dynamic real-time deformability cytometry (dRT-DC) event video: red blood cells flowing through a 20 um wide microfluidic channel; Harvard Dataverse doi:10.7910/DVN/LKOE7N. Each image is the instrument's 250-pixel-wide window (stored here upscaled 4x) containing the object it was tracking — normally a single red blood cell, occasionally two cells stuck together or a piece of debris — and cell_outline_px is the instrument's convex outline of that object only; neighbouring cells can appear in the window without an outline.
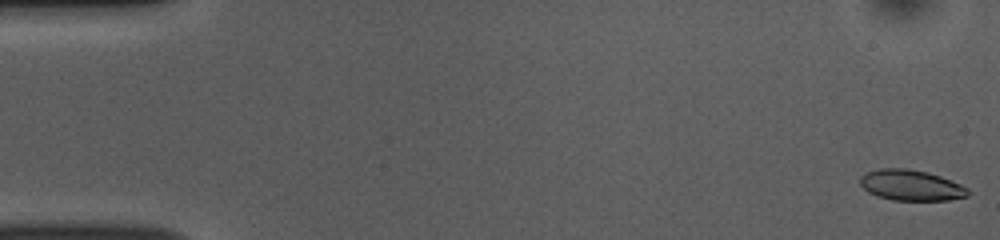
{"species": "common noctule bat (a hibernating species)", "species_latin": "Nyctalus noctula", "temperature_condition": "room temperature", "stored_images_in_passage": 52, "camera_frame_rate_fps": 3000, "um_per_image_px": 0.085, "animal": {"sex": "female", "body_mass_g": 10.0, "forearm_length_mm": 53.1}, "frame": {"image": 1, "passage_image": 1, "time_ms": 0.0, "image_size_px": [1000, 240], "cell_outline_px": [[972, 192], [968, 196], [948, 200], [892, 200], [876, 196], [868, 192], [860, 184], [860, 176], [868, 172], [880, 168], [908, 168], [928, 172], [940, 176], [960, 184], [968, 188]], "centroid_in_image_um": [77.45, 15.75], "position_along_channel_um": 7.5, "area_um2": 19.42}}
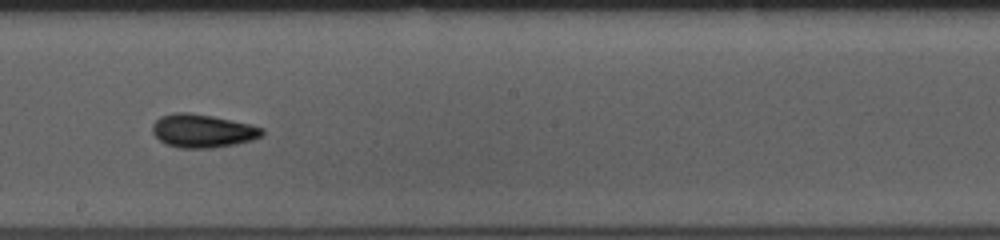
{"frame": {"image": 2, "passage_image": 29, "time_ms": 9.333, "image_size_px": [1000, 240], "cell_outline_px": [[264, 132], [260, 136], [252, 140], [236, 144], [212, 148], [180, 148], [164, 144], [152, 132], [152, 124], [160, 116], [176, 112], [188, 112], [212, 116], [232, 120], [264, 128]], "centroid_in_image_um": [17.19, 11.13], "position_along_channel_um": 231.0, "area_um2": 21.33}}
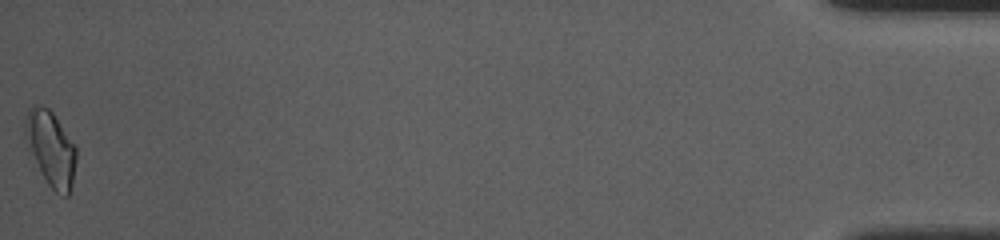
{"frame": {"image": 3, "passage_image": 52, "time_ms": 17.0, "image_size_px": [1000, 240], "cell_outline_px": [[76, 160], [72, 184], [68, 196], [64, 196], [56, 192], [48, 184], [24, 136], [24, 124], [28, 112], [32, 104], [48, 108], [52, 112], [76, 148]], "centroid_in_image_um": [4.33, 12.61], "position_along_channel_um": 430.9, "area_um2": 21.44}, "authors_computed_cell_mechanics": {"area_um2": 19.8832, "velocity_mm_per_s": 3.857, "shape_relaxation_time_tau1_ms": 5.4706, "shape_relaxation_time_tau2_ms": 4.3783, "deformation_change_tau1": 0.1413, "deformation_change_tau2": 0.0869}}